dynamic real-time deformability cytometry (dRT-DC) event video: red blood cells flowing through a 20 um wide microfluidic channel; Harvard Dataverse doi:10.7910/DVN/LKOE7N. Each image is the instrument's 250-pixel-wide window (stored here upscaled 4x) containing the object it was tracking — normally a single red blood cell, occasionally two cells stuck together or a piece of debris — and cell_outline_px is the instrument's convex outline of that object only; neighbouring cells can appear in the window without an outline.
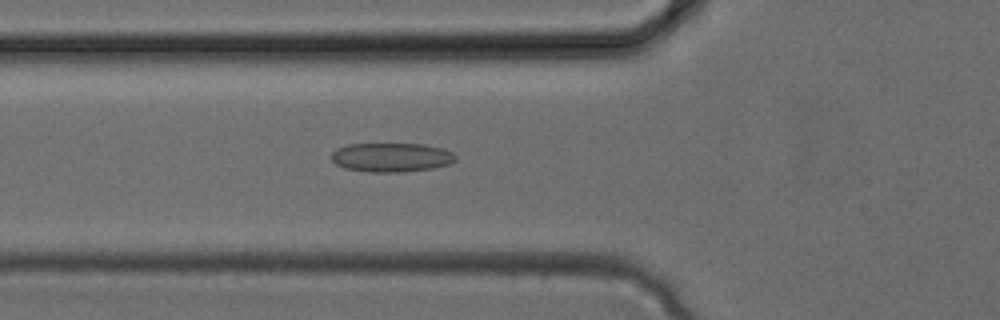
{"species": "common noctule bat (a hibernating species)", "species_latin": "Nyctalus noctula", "temperature_condition": "cold", "stored_images_in_passage": 28, "camera_frame_rate_fps": 3000, "um_per_image_px": 0.085, "animal": {"sex": "female", "body_mass_g": 24.6, "forearm_length_mm": 56.2}, "frame": {"image": 1, "passage_image": 6, "time_ms": 1.667, "image_size_px": [1000, 320], "cell_outline_px": [[456, 160], [452, 164], [432, 168], [404, 172], [372, 172], [344, 168], [336, 164], [332, 160], [332, 152], [336, 148], [348, 144], [424, 144], [444, 148], [452, 152], [456, 156]], "centroid_in_image_um": [33.3, 13.37], "position_along_channel_um": 92.5, "area_um2": 21.21}}
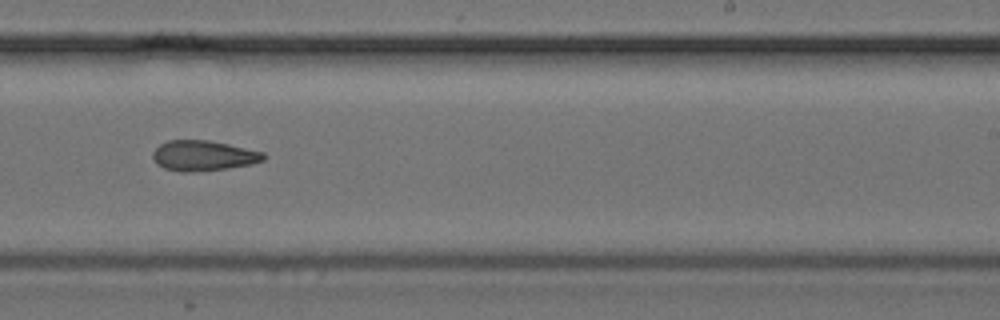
{"frame": {"image": 2, "passage_image": 15, "time_ms": 4.667, "image_size_px": [1000, 320], "cell_outline_px": [[268, 156], [264, 160], [252, 164], [228, 168], [192, 172], [180, 172], [164, 168], [156, 164], [152, 156], [152, 152], [160, 144], [168, 140], [208, 140], [228, 144], [264, 152]], "centroid_in_image_um": [17.29, 13.23], "position_along_channel_um": 271.7, "area_um2": 19.71}}
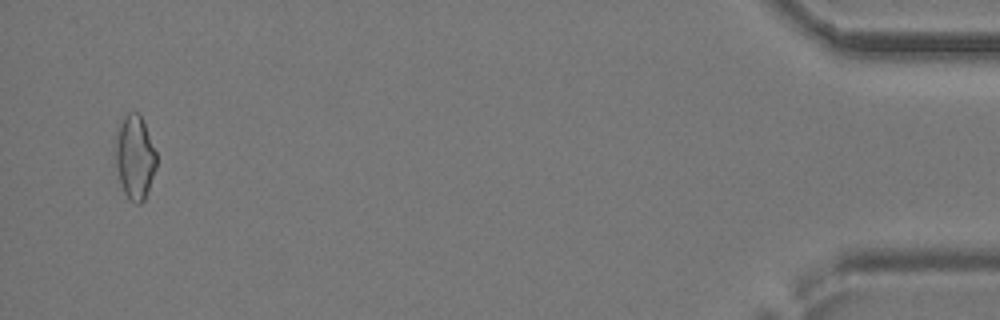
{"frame": {"image": 3, "passage_image": 27, "time_ms": 8.667, "image_size_px": [1000, 320], "cell_outline_px": [[156, 168], [144, 200], [140, 204], [136, 204], [128, 200], [124, 192], [120, 180], [112, 152], [116, 132], [124, 116], [128, 112], [140, 112], [156, 152]], "centroid_in_image_um": [11.42, 13.34], "position_along_channel_um": 423.8, "area_um2": 20.46}}